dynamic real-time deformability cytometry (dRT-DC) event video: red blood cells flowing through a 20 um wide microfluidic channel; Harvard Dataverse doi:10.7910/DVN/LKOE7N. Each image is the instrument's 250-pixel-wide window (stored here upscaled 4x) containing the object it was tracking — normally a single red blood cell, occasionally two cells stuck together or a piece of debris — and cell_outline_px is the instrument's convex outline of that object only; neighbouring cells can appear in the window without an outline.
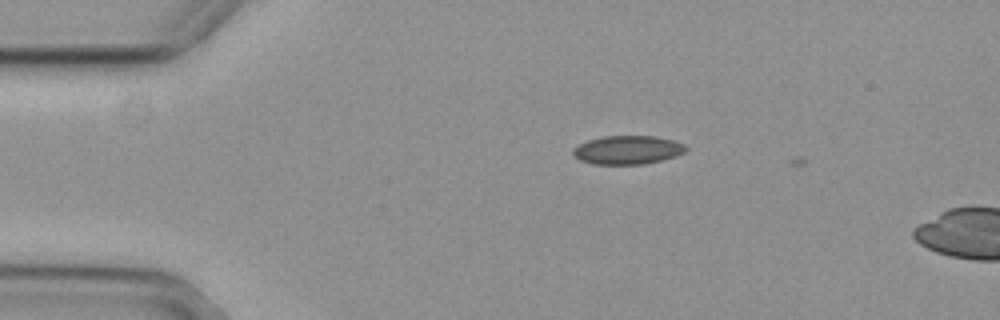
{"species": "common noctule bat (a hibernating species)", "species_latin": "Nyctalus noctula", "temperature_condition": "cold", "stored_images_in_passage": 12, "camera_frame_rate_fps": 3000, "um_per_image_px": 0.085, "animal": {"sex": "female", "body_mass_g": 29.2, "forearm_length_mm": 56.3}, "frame": {"image": 1, "passage_image": 7, "time_ms": 2.0, "image_size_px": [1000, 320], "cell_outline_px": [[688, 152], [676, 156], [644, 164], [592, 164], [580, 160], [572, 156], [572, 148], [588, 140], [600, 136], [656, 136], [672, 140], [684, 144], [688, 148]], "centroid_in_image_um": [53.34, 12.74], "position_along_channel_um": 31.7, "area_um2": 19.02}}